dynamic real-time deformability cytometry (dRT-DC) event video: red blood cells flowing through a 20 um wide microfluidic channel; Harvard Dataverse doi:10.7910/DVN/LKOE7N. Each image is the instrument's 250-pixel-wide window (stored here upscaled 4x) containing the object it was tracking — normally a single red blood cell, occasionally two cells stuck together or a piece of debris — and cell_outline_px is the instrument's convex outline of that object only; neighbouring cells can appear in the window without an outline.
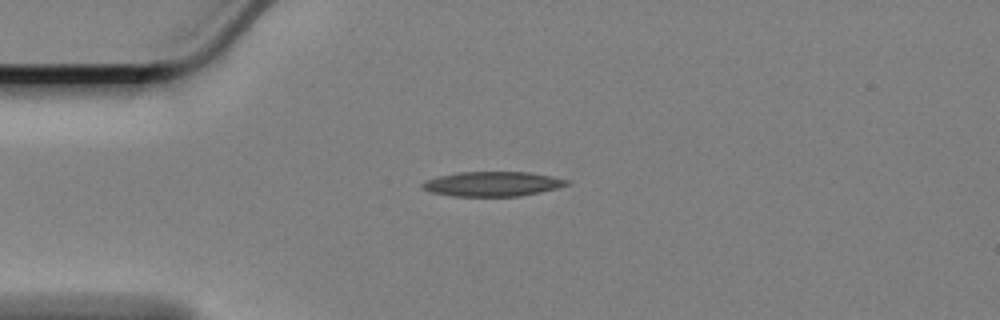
{"species": "Egyptian fruit bat (a non-hibernating species)", "species_latin": "Rousettus aegyptiacus", "temperature_condition": "cold", "stored_images_in_passage": 45, "camera_frame_rate_fps": 3000, "um_per_image_px": 0.085, "animal": {"sex": "female"}, "frame": {"image": 1, "passage_image": 1, "time_ms": 0.0, "image_size_px": [1000, 320], "cell_outline_px": [[572, 184], [540, 192], [520, 196], [452, 196], [432, 192], [420, 188], [420, 184], [424, 180], [440, 176], [460, 172], [528, 172], [552, 176], [568, 180]], "centroid_in_image_um": [41.85, 15.63], "position_along_channel_um": 43.1, "area_um2": 20.81}}
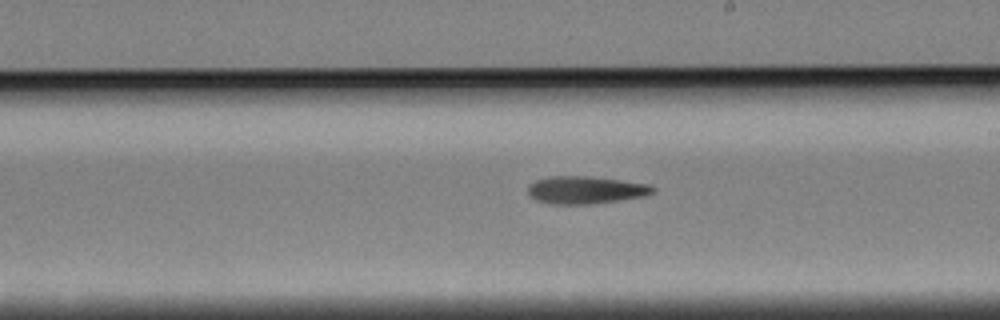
{"frame": {"image": 2, "passage_image": 20, "time_ms": 6.333, "image_size_px": [1000, 320], "cell_outline_px": [[656, 188], [652, 192], [644, 196], [592, 204], [552, 204], [536, 200], [528, 192], [528, 184], [536, 180], [552, 176], [588, 176], [652, 184]], "centroid_in_image_um": [49.78, 16.14], "position_along_channel_um": 239.2, "area_um2": 20.0}}
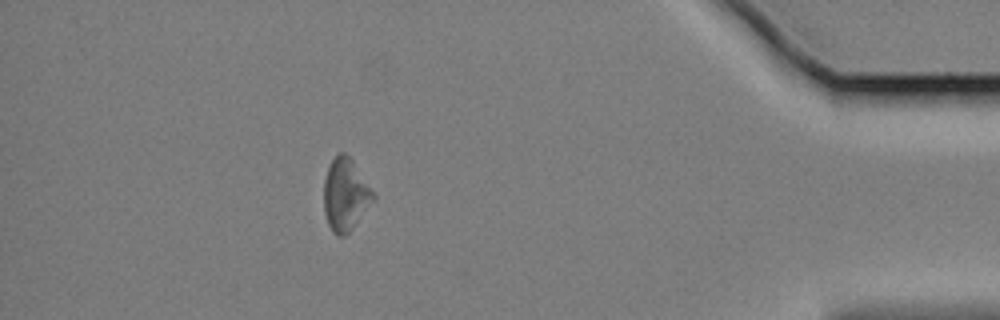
{"frame": {"image": 3, "passage_image": 39, "time_ms": 12.667, "image_size_px": [1000, 320], "cell_outline_px": [[376, 196], [352, 228], [344, 236], [336, 236], [332, 232], [328, 224], [324, 212], [324, 180], [328, 164], [340, 152], [344, 152], [352, 160]], "centroid_in_image_um": [29.32, 16.55], "position_along_channel_um": 405.9, "area_um2": 20.52}}